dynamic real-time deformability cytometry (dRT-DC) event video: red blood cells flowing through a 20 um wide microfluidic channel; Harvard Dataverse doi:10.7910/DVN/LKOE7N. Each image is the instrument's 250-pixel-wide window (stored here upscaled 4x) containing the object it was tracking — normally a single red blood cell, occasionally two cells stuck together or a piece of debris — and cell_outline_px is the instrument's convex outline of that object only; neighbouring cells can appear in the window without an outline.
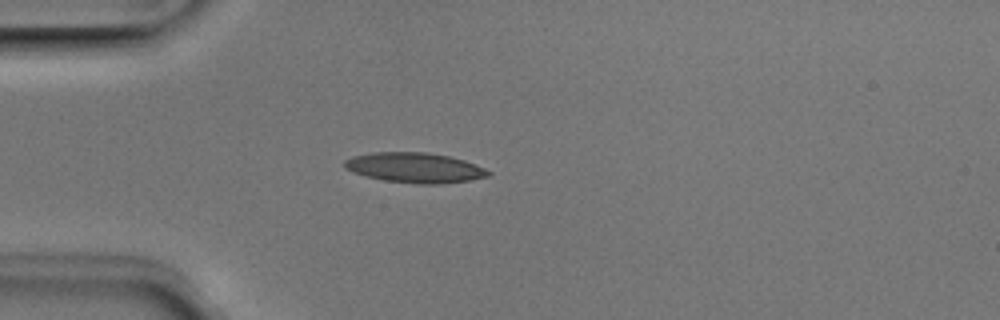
{"species": "Egyptian fruit bat (a non-hibernating species)", "species_latin": "Rousettus aegyptiacus", "temperature_condition": "room temperature", "stored_images_in_passage": 4, "camera_frame_rate_fps": 3000, "um_per_image_px": 0.085, "animal": {"sex": "male"}, "frame": {"image": 1, "passage_image": 3, "time_ms": 0.667, "image_size_px": [1000, 320], "cell_outline_px": [[492, 172], [488, 176], [468, 180], [440, 184], [420, 184], [384, 180], [352, 172], [344, 168], [344, 160], [352, 156], [372, 152], [424, 152], [448, 156], [464, 160], [484, 168]], "centroid_in_image_um": [35.23, 14.25], "position_along_channel_um": 49.8, "area_um2": 25.03}}